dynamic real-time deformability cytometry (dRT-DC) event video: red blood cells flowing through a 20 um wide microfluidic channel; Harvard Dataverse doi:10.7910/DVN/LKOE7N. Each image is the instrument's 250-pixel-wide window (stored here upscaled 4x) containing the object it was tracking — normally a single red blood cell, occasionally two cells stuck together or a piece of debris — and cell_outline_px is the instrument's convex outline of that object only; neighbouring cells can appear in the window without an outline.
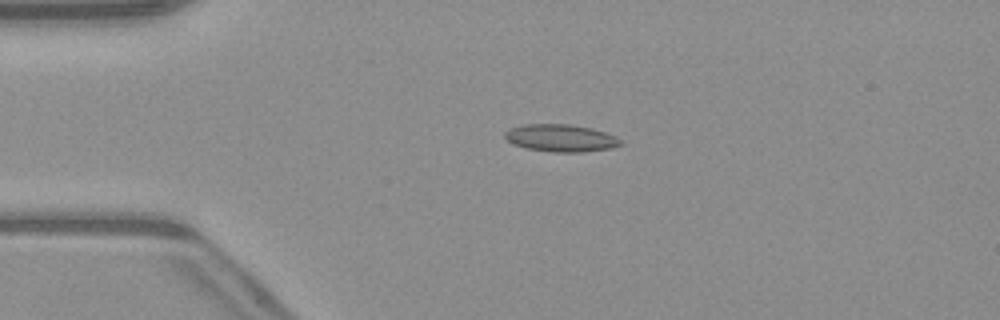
{"species": "common noctule bat (a hibernating species)", "species_latin": "Nyctalus noctula", "temperature_condition": "warm", "stored_images_in_passage": 4, "camera_frame_rate_fps": 3000, "um_per_image_px": 0.085, "animal": {"sex": "male", "body_mass_g": 23.1, "forearm_length_mm": 52.7}, "frame": {"image": 1, "passage_image": 3, "time_ms": 2.333, "image_size_px": [1000, 320], "cell_outline_px": [[624, 144], [612, 148], [584, 152], [552, 152], [524, 148], [512, 144], [504, 136], [504, 132], [512, 128], [524, 124], [568, 124], [592, 128], [616, 136]], "centroid_in_image_um": [47.68, 11.74], "position_along_channel_um": 37.3, "area_um2": 18.55}}